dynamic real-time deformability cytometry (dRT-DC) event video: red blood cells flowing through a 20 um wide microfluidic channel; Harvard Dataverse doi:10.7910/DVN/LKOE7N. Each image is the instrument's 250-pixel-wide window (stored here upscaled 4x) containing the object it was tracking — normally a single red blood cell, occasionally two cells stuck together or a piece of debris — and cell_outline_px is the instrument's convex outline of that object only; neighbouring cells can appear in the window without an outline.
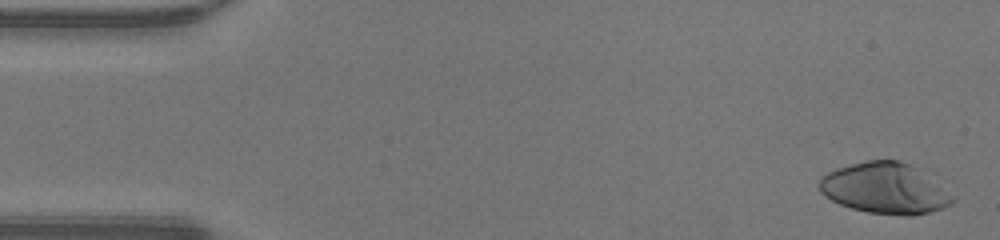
{"species": "human", "species_latin": "Homo sapiens", "temperature_condition": "warm", "stored_images_in_passage": 48, "camera_frame_rate_fps": 3000, "um_per_image_px": 0.085, "donor": {"sex": "male"}, "frame": {"image": 1, "passage_image": 2, "time_ms": 0.333, "image_size_px": [1000, 240], "cell_outline_px": [[956, 200], [944, 208], [932, 212], [912, 216], [904, 216], [868, 212], [852, 208], [840, 204], [824, 196], [820, 192], [820, 176], [836, 168], [864, 160], [900, 160], [916, 168], [956, 196]], "centroid_in_image_um": [75.23, 16.02], "position_along_channel_um": 9.8, "area_um2": 39.59}}
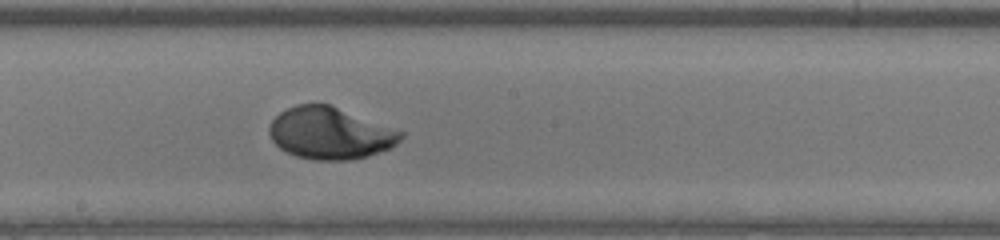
{"frame": {"image": 2, "passage_image": 26, "time_ms": 8.333, "image_size_px": [1000, 240], "cell_outline_px": [[404, 136], [396, 144], [388, 148], [368, 156], [352, 160], [312, 160], [296, 156], [280, 148], [272, 140], [268, 132], [268, 128], [272, 120], [280, 112], [296, 104], [328, 104], [404, 132]], "centroid_in_image_um": [28.03, 11.33], "position_along_channel_um": 220.2, "area_um2": 39.48}}
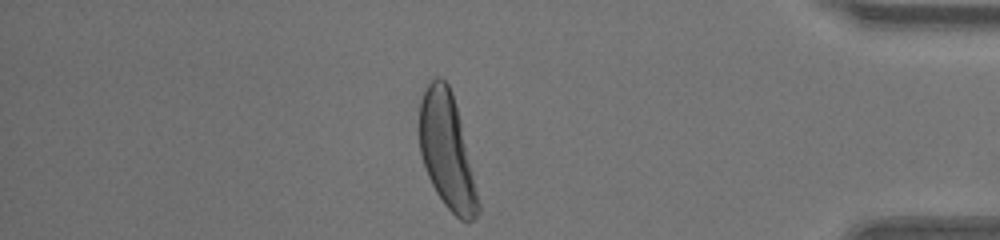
{"frame": {"image": 3, "passage_image": 41, "time_ms": 13.333, "image_size_px": [1000, 240], "cell_outline_px": [[480, 212], [468, 224], [460, 220], [444, 204], [436, 192], [428, 176], [420, 152], [420, 100], [424, 88], [436, 76], [440, 76], [448, 84], [452, 92], [460, 120], [480, 204]], "centroid_in_image_um": [37.99, 12.86], "position_along_channel_um": 397.2, "area_um2": 39.07}}